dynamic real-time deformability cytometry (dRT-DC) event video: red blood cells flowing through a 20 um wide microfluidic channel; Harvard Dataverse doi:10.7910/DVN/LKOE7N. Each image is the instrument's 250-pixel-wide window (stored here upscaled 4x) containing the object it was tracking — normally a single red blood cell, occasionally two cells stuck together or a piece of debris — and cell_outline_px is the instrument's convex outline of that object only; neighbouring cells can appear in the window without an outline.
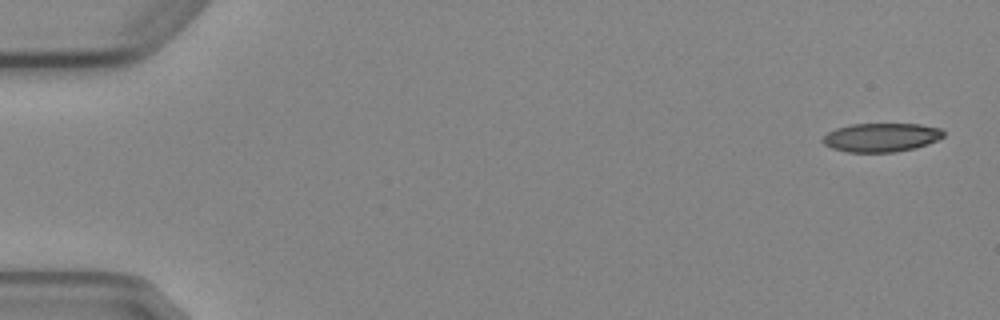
{"species": "Egyptian fruit bat (a non-hibernating species)", "species_latin": "Rousettus aegyptiacus", "temperature_condition": "cold", "stored_images_in_passage": 4, "camera_frame_rate_fps": 3000, "um_per_image_px": 0.085, "animal": {"sex": "female"}, "frame": {"image": 1, "passage_image": 1, "time_ms": 0.0, "image_size_px": [1000, 320], "cell_outline_px": [[944, 136], [936, 140], [916, 148], [892, 152], [848, 152], [832, 148], [824, 144], [820, 140], [828, 132], [836, 128], [852, 124], [920, 124], [940, 128], [944, 132]], "centroid_in_image_um": [74.89, 11.68], "position_along_channel_um": 10.1, "area_um2": 20.17}}
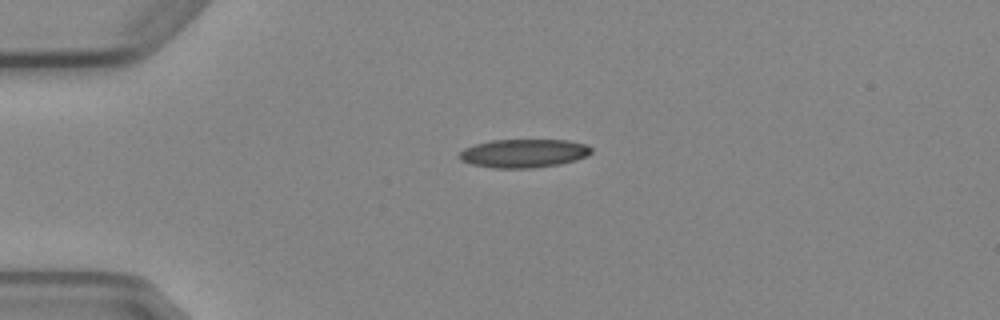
{"frame": {"image": 2, "passage_image": 4, "time_ms": 3.667, "image_size_px": [1000, 320], "cell_outline_px": [[592, 152], [576, 160], [560, 164], [532, 168], [496, 168], [472, 164], [460, 160], [460, 152], [464, 148], [476, 144], [492, 140], [568, 140], [588, 144], [592, 148]], "centroid_in_image_um": [44.54, 13.02], "position_along_channel_um": 40.5, "area_um2": 21.85}}